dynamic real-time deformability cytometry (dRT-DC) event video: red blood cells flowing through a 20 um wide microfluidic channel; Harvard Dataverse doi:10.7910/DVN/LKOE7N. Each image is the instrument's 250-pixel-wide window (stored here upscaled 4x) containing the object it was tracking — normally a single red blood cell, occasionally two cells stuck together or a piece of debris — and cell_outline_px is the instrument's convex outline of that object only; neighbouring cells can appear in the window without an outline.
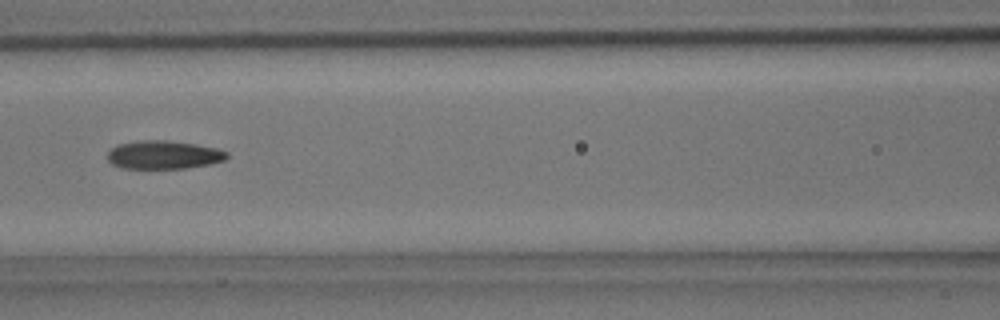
{"species": "common noctule bat (a hibernating species)", "species_latin": "Nyctalus noctula", "temperature_condition": "room temperature", "stored_images_in_passage": 7, "camera_frame_rate_fps": 3000, "um_per_image_px": 0.085, "animal": {"sex": "male", "body_mass_g": 15.6}, "frame": {"image": 1, "passage_image": 7, "time_ms": 6.667, "image_size_px": [1000, 320], "cell_outline_px": [[228, 156], [224, 160], [208, 164], [184, 168], [120, 168], [112, 164], [108, 160], [108, 152], [116, 144], [140, 140], [168, 140], [196, 144], [216, 148], [228, 152]], "centroid_in_image_um": [13.88, 13.15], "position_along_channel_um": 152.7, "area_um2": 19.71}}